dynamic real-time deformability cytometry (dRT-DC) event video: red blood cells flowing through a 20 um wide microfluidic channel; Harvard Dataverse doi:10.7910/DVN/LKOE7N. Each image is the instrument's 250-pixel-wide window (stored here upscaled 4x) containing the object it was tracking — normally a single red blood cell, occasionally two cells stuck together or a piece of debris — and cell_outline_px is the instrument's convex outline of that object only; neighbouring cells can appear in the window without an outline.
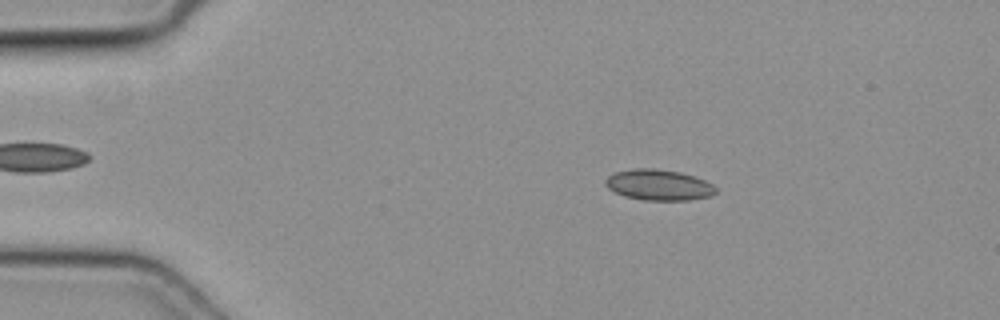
{"species": "common noctule bat (a hibernating species)", "species_latin": "Nyctalus noctula", "temperature_condition": "cold", "stored_images_in_passage": 49, "camera_frame_rate_fps": 3000, "um_per_image_px": 0.085, "animal": {"sex": "female", "body_mass_g": 19.3, "forearm_length_mm": 54.1}, "frame": {"image": 1, "passage_image": 9, "time_ms": 2.667, "image_size_px": [1000, 320], "cell_outline_px": [[716, 192], [712, 196], [688, 200], [640, 200], [624, 196], [608, 188], [604, 184], [604, 180], [608, 176], [616, 172], [632, 168], [652, 168], [680, 172], [704, 180], [712, 184], [716, 188]], "centroid_in_image_um": [55.97, 15.72], "position_along_channel_um": 29.0, "area_um2": 19.83}}
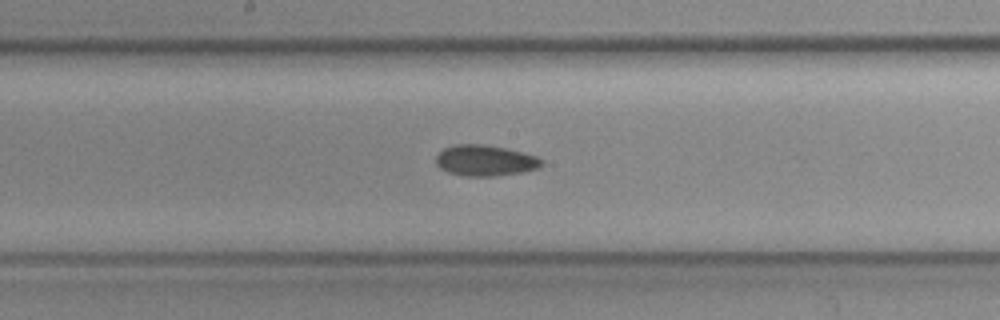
{"frame": {"image": 2, "passage_image": 26, "time_ms": 8.333, "image_size_px": [1000, 320], "cell_outline_px": [[544, 164], [536, 168], [520, 172], [492, 176], [464, 176], [448, 172], [440, 168], [436, 164], [436, 156], [444, 148], [456, 144], [480, 144], [504, 148], [536, 156], [544, 160]], "centroid_in_image_um": [41.21, 13.64], "position_along_channel_um": 207.0, "area_um2": 18.79}}
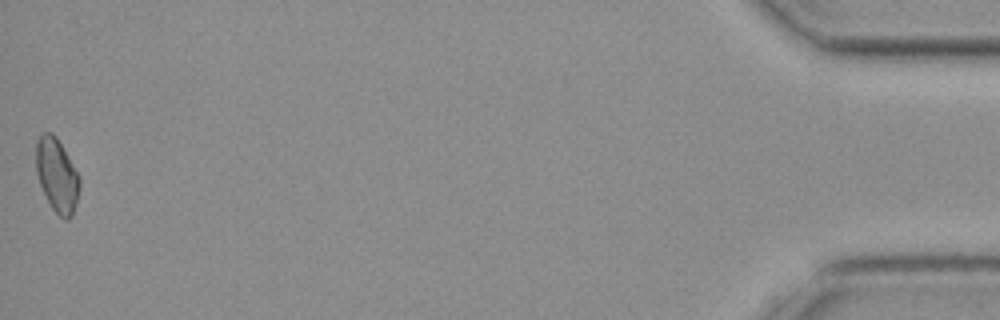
{"frame": {"image": 3, "passage_image": 49, "time_ms": 16.0, "image_size_px": [1000, 320], "cell_outline_px": [[80, 188], [76, 204], [72, 216], [68, 220], [64, 220], [52, 208], [40, 184], [36, 172], [36, 144], [40, 136], [44, 132], [52, 132], [56, 136], [80, 176]], "centroid_in_image_um": [4.85, 14.9], "position_along_channel_um": 430.3, "area_um2": 18.61}}